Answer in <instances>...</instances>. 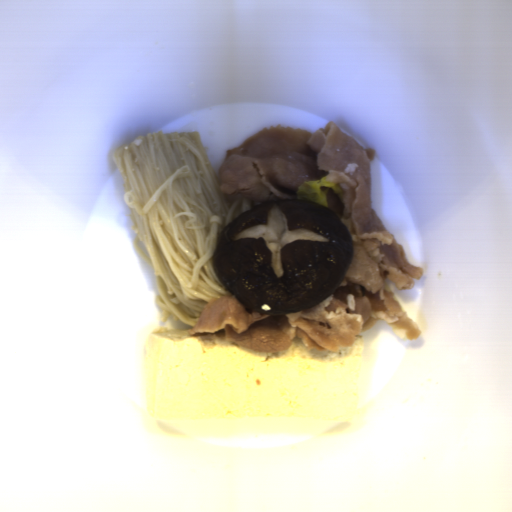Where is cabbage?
I'll return each mask as SVG.
<instances>
[{"label":"cabbage","instance_id":"1","mask_svg":"<svg viewBox=\"0 0 512 512\" xmlns=\"http://www.w3.org/2000/svg\"><path fill=\"white\" fill-rule=\"evenodd\" d=\"M327 175L318 180H306L297 186L296 199L324 205L328 208L327 191L340 193L343 187L339 183H328Z\"/></svg>","mask_w":512,"mask_h":512}]
</instances>
